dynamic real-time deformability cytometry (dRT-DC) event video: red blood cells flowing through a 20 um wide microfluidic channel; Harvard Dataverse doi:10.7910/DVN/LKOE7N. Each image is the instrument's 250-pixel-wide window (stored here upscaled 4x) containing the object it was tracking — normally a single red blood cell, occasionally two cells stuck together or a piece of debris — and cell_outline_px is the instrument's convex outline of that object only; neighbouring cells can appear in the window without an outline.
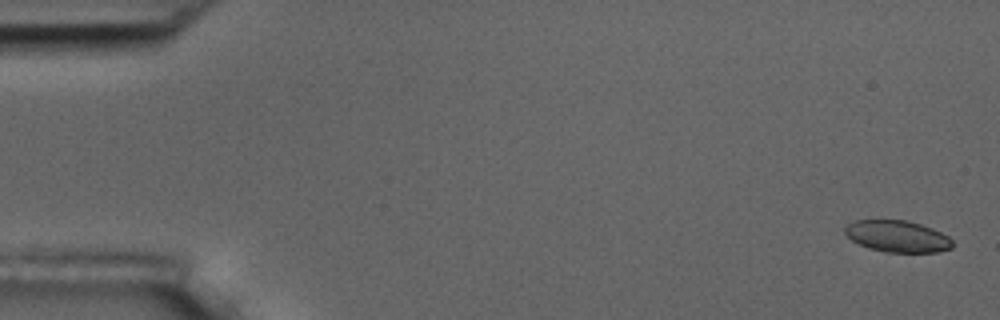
{"species": "common noctule bat (a hibernating species)", "species_latin": "Nyctalus noctula", "temperature_condition": "room temperature", "stored_images_in_passage": 8, "camera_frame_rate_fps": 3000, "um_per_image_px": 0.085, "animal": {"sex": "male", "body_mass_g": 17.5, "forearm_length_mm": 52.3}, "frame": {"image": 1, "passage_image": 1, "time_ms": 0.0, "image_size_px": [1000, 320], "cell_outline_px": [[952, 248], [936, 252], [884, 252], [868, 248], [852, 240], [844, 232], [844, 228], [848, 224], [856, 220], [904, 220], [920, 224], [932, 228], [948, 236], [952, 240]], "centroid_in_image_um": [76.27, 20.09], "position_along_channel_um": 8.7, "area_um2": 19.71}}
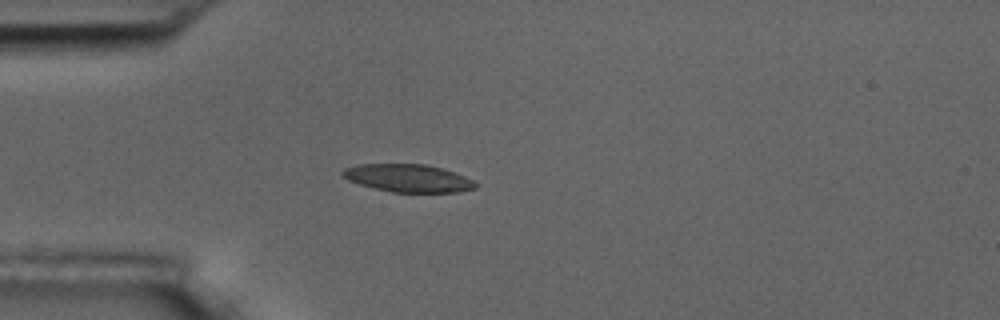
{"frame": {"image": 2, "passage_image": 5, "time_ms": 4.667, "image_size_px": [1000, 320], "cell_outline_px": [[476, 188], [456, 192], [392, 192], [360, 184], [348, 180], [340, 172], [344, 168], [356, 164], [424, 164], [444, 168], [456, 172], [472, 180], [476, 184]], "centroid_in_image_um": [34.69, 15.13], "position_along_channel_um": 50.3, "area_um2": 21.44}}